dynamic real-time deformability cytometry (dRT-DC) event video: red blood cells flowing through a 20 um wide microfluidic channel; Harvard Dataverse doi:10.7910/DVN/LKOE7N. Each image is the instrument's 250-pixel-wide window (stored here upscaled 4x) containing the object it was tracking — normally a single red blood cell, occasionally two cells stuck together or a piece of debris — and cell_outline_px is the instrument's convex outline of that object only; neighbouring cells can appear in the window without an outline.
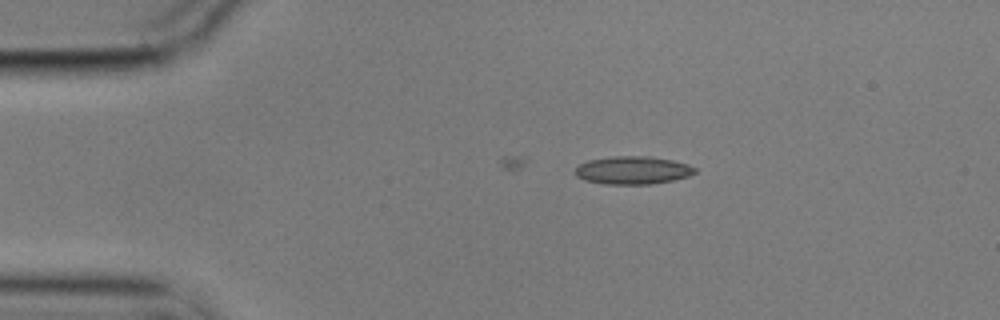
{"species": "common noctule bat (a hibernating species)", "species_latin": "Nyctalus noctula", "temperature_condition": "cold", "stored_images_in_passage": 12, "camera_frame_rate_fps": 3000, "um_per_image_px": 0.085, "animal": {"sex": "male", "body_mass_g": 17.9}, "frame": {"image": 1, "passage_image": 1, "time_ms": 0.0, "image_size_px": [1000, 320], "cell_outline_px": [[696, 172], [688, 176], [672, 180], [652, 184], [604, 184], [584, 180], [576, 176], [576, 168], [580, 164], [588, 160], [612, 156], [648, 156], [672, 160], [688, 164], [696, 168]], "centroid_in_image_um": [53.78, 14.47], "position_along_channel_um": 31.2, "area_um2": 19.48}}
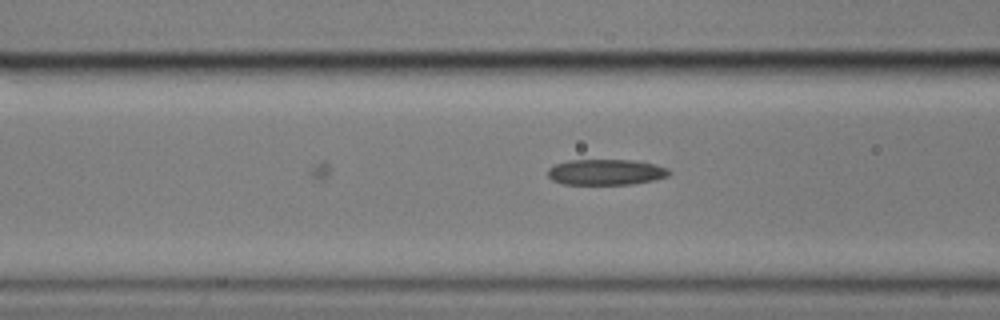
{"frame": {"image": 2, "passage_image": 12, "time_ms": 3.667, "image_size_px": [1000, 320], "cell_outline_px": [[672, 172], [668, 176], [656, 180], [632, 184], [564, 184], [552, 180], [548, 176], [548, 168], [556, 164], [568, 160], [632, 160], [652, 164], [668, 168]], "centroid_in_image_um": [51.51, 14.63], "position_along_channel_um": 115.1, "area_um2": 18.21}}